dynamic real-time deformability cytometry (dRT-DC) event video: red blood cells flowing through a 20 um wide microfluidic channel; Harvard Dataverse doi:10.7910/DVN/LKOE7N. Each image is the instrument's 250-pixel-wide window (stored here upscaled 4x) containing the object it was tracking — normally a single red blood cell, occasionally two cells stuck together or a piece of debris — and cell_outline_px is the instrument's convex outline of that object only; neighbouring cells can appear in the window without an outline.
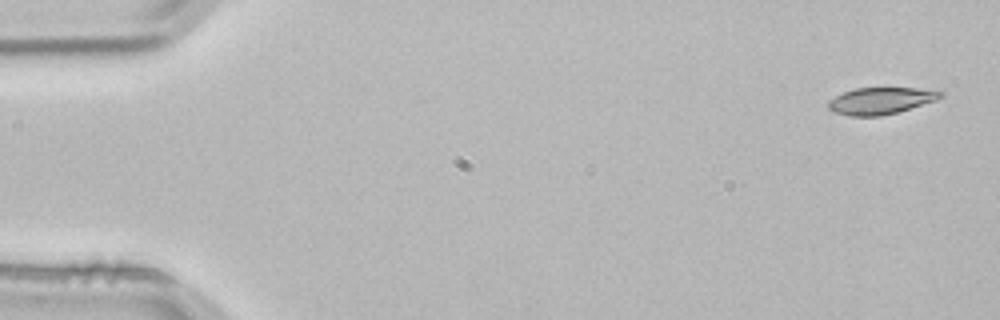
{"species": "common noctule bat (a hibernating species)", "species_latin": "Nyctalus noctula", "temperature_condition": "room temperature", "stored_images_in_passage": 4, "camera_frame_rate_fps": 3000, "um_per_image_px": 0.085, "animal": {"sex": "male", "body_mass_g": 21.5, "forearm_length_mm": 52.0}, "frame": {"image": 1, "passage_image": 1, "time_ms": 0.0, "image_size_px": [1000, 320], "cell_outline_px": [[944, 96], [936, 100], [896, 112], [880, 116], [848, 116], [832, 112], [828, 108], [828, 100], [844, 92], [856, 88], [944, 88]], "centroid_in_image_um": [74.93, 8.55], "position_along_channel_um": 10.1, "area_um2": 17.8}}